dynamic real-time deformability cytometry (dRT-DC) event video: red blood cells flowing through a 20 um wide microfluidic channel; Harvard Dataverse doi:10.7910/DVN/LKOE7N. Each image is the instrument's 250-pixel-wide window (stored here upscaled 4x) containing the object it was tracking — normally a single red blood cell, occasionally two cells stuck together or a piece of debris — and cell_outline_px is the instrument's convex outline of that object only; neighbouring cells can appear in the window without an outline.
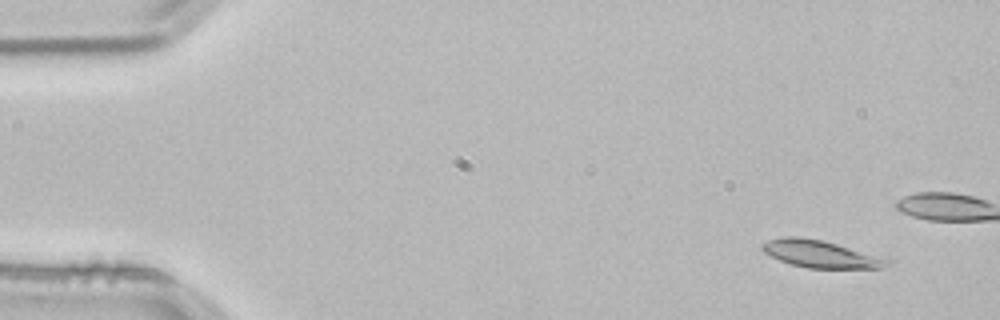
{"species": "common noctule bat (a hibernating species)", "species_latin": "Nyctalus noctula", "temperature_condition": "room temperature", "stored_images_in_passage": 4, "camera_frame_rate_fps": 3000, "um_per_image_px": 0.085, "animal": {"sex": "male", "body_mass_g": 21.5, "forearm_length_mm": 52.0}, "frame": {"image": 1, "passage_image": 1, "time_ms": 0.0, "image_size_px": [1000, 320], "cell_outline_px": [[892, 264], [880, 268], [808, 268], [792, 264], [780, 260], [764, 252], [760, 248], [760, 244], [768, 240], [784, 236], [800, 236], [824, 240], [888, 260]], "centroid_in_image_um": [69.65, 21.58], "position_along_channel_um": 15.3, "area_um2": 19.54}}